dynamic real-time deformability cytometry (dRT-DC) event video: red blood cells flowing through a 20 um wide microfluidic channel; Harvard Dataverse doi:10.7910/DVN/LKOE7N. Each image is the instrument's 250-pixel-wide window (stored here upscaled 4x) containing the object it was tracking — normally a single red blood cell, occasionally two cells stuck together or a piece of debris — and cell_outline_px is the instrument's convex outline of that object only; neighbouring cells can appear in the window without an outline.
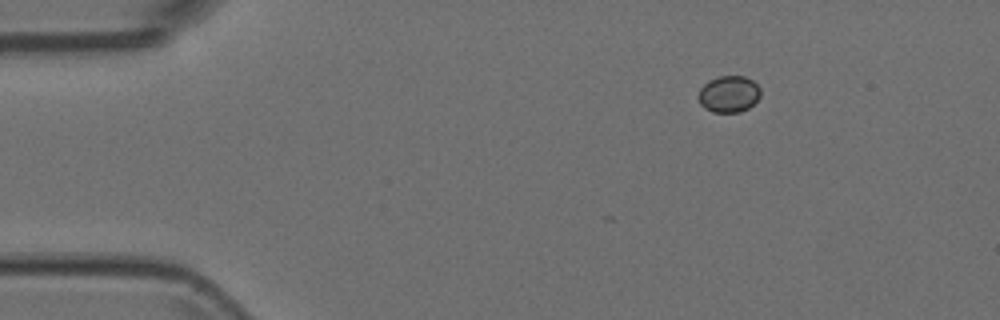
{"species": "Egyptian fruit bat (a non-hibernating species)", "species_latin": "Rousettus aegyptiacus", "temperature_condition": "room temperature", "stored_images_in_passage": 4, "camera_frame_rate_fps": 3000, "um_per_image_px": 0.085, "animal": {"sex": "female"}, "frame": {"image": 1, "passage_image": 1, "time_ms": 0.0, "image_size_px": [1000, 320], "cell_outline_px": [[760, 96], [748, 108], [740, 112], [712, 112], [704, 108], [700, 104], [696, 96], [700, 88], [708, 80], [720, 76], [744, 76], [752, 80], [760, 88]], "centroid_in_image_um": [61.91, 7.99], "position_along_channel_um": 23.1, "area_um2": 13.35}}